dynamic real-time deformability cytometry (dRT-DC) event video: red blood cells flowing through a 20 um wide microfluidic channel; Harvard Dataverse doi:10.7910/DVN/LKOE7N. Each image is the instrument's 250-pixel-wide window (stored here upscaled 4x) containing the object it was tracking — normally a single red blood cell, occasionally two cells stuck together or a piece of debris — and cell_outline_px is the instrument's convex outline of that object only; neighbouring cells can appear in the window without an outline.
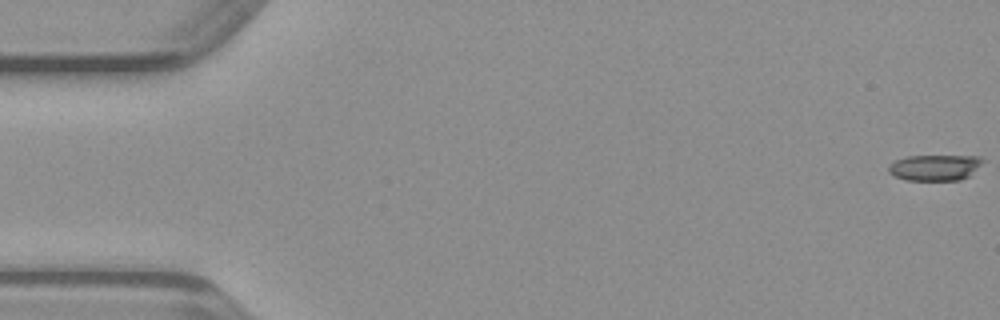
{"species": "common noctule bat (a hibernating species)", "species_latin": "Nyctalus noctula", "temperature_condition": "warm", "stored_images_in_passage": 49, "camera_frame_rate_fps": 3000, "um_per_image_px": 0.085, "animal": {"sex": "male", "body_mass_g": 23.1, "forearm_length_mm": 52.7}, "frame": {"image": 1, "passage_image": 1, "time_ms": 0.0, "image_size_px": [1000, 320], "cell_outline_px": [[984, 160], [968, 176], [960, 180], [908, 180], [896, 176], [888, 172], [888, 164], [896, 160], [908, 156], [980, 156]], "centroid_in_image_um": [79.43, 14.23], "position_along_channel_um": 5.6, "area_um2": 14.05}}
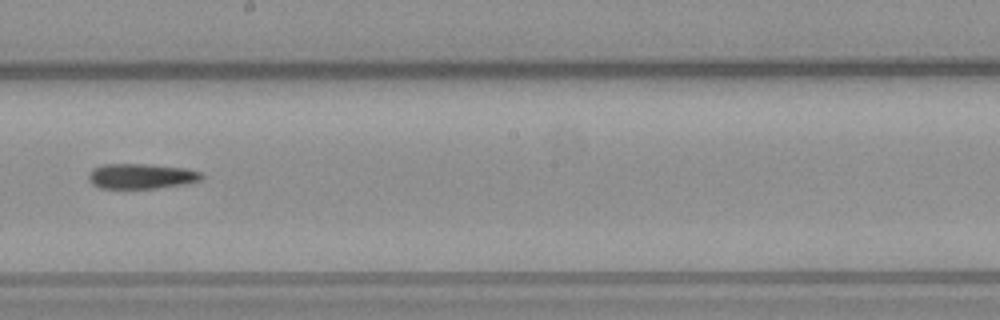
{"frame": {"image": 2, "passage_image": 28, "time_ms": 9.0, "image_size_px": [1000, 320], "cell_outline_px": [[204, 176], [200, 180], [184, 184], [156, 188], [100, 188], [92, 184], [88, 180], [88, 176], [92, 168], [104, 164], [148, 164], [184, 168], [200, 172]], "centroid_in_image_um": [11.97, 14.97], "position_along_channel_um": 236.2, "area_um2": 16.53}}
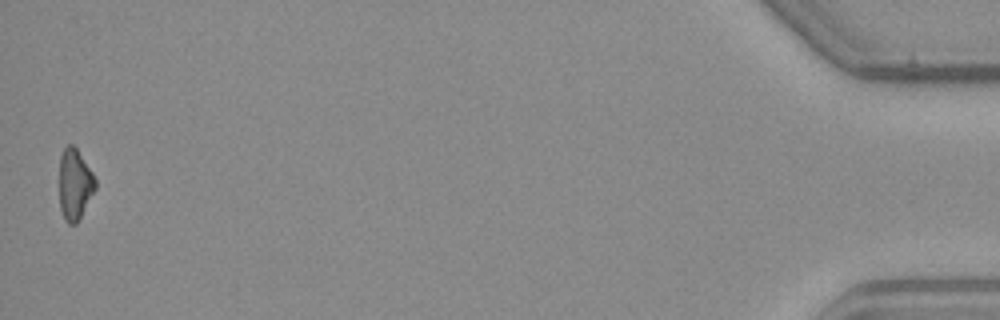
{"frame": {"image": 3, "passage_image": 49, "time_ms": 16.0, "image_size_px": [1000, 320], "cell_outline_px": [[96, 188], [76, 224], [68, 224], [64, 220], [60, 208], [60, 156], [64, 148], [68, 144], [72, 144], [76, 148], [92, 172], [96, 180]], "centroid_in_image_um": [6.35, 15.68], "position_along_channel_um": 428.9, "area_um2": 14.74}}